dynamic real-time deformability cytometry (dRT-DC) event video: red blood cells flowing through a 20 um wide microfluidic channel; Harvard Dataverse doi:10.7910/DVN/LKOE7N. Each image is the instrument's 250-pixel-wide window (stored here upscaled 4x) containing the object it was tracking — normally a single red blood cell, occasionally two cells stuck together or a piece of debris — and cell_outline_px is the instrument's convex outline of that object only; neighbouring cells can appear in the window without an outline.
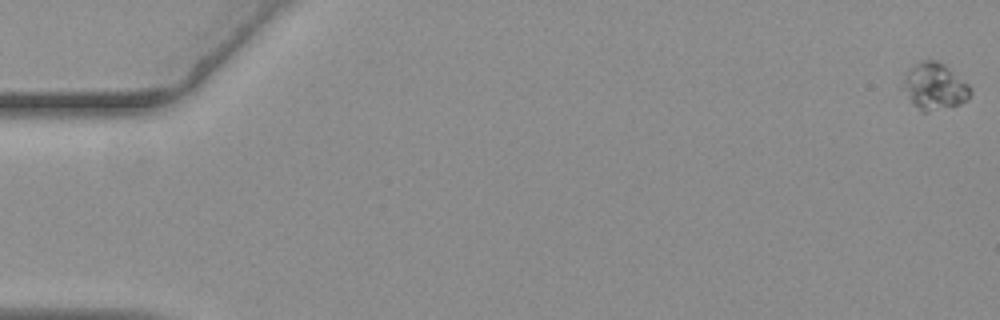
{"species": "common noctule bat (a hibernating species)", "species_latin": "Nyctalus noctula", "temperature_condition": "warm", "stored_images_in_passage": 13, "camera_frame_rate_fps": 3000, "um_per_image_px": 0.085, "animal": {"sex": "female", "body_mass_g": 19.3, "forearm_length_mm": 54.1}, "frame": {"image": 1, "passage_image": 1, "time_ms": 0.0, "image_size_px": [1000, 320], "cell_outline_px": [[972, 92], [968, 100], [960, 104], [928, 112], [924, 112], [912, 104], [900, 88], [904, 76], [908, 68], [912, 64], [920, 60], [936, 60], [944, 64], [968, 84], [972, 88]], "centroid_in_image_um": [79.39, 7.33], "position_along_channel_um": 5.6, "area_um2": 18.79}}